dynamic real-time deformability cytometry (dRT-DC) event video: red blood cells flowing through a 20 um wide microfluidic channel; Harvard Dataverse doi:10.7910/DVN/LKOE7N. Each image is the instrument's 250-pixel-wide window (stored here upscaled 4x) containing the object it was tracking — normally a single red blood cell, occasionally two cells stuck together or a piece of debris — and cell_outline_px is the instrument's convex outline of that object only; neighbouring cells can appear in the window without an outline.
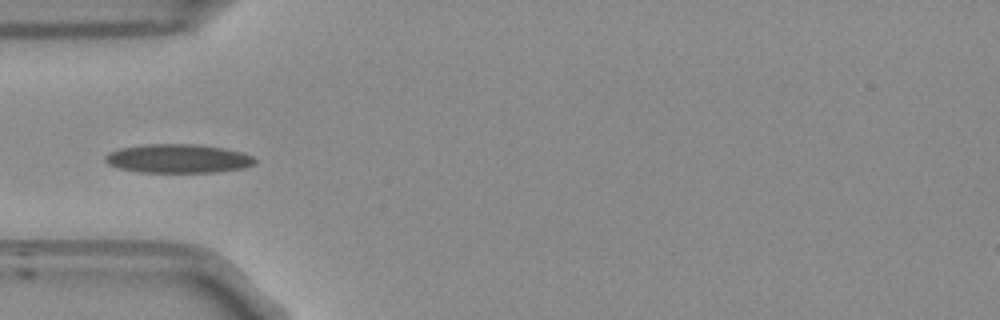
{"species": "Egyptian fruit bat (a non-hibernating species)", "species_latin": "Rousettus aegyptiacus", "temperature_condition": "room temperature", "stored_images_in_passage": 27, "camera_frame_rate_fps": 3000, "um_per_image_px": 0.085, "frame": {"image": 1, "passage_image": 1, "time_ms": 0.0, "image_size_px": [1000, 320], "cell_outline_px": [[256, 164], [244, 168], [216, 172], [140, 172], [120, 168], [108, 164], [104, 160], [104, 156], [108, 152], [120, 148], [144, 144], [196, 144], [224, 148], [244, 152], [252, 156], [256, 160]], "centroid_in_image_um": [15.15, 13.47], "position_along_channel_um": 69.8, "area_um2": 25.32}}
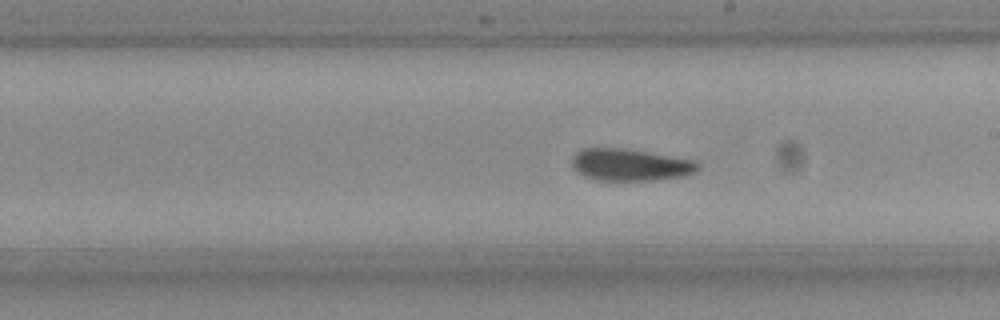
{"frame": {"image": 2, "passage_image": 14, "time_ms": 4.333, "image_size_px": [1000, 320], "cell_outline_px": [[700, 164], [696, 172], [684, 176], [652, 180], [596, 180], [584, 176], [572, 164], [572, 156], [580, 148], [628, 148], [692, 160]], "centroid_in_image_um": [53.56, 14.0], "position_along_channel_um": 235.4, "area_um2": 23.41}}
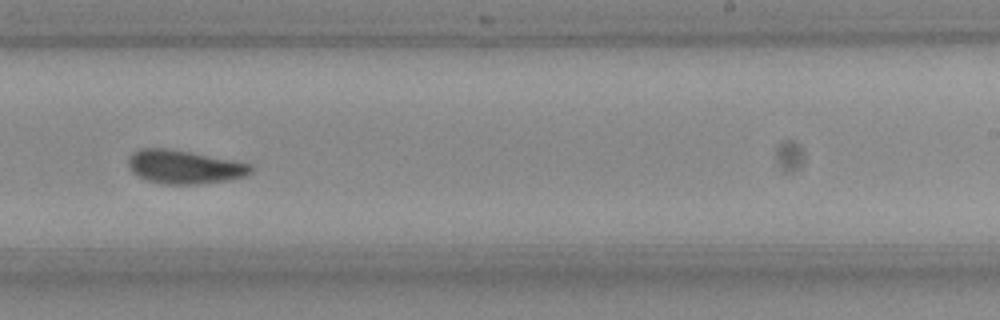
{"frame": {"image": 3, "passage_image": 17, "time_ms": 5.333, "image_size_px": [1000, 320], "cell_outline_px": [[252, 172], [244, 176], [228, 180], [200, 184], [164, 184], [144, 180], [136, 176], [132, 172], [128, 164], [128, 156], [132, 152], [140, 148], [168, 148], [192, 152], [252, 164]], "centroid_in_image_um": [15.62, 14.18], "position_along_channel_um": 273.4, "area_um2": 24.22}, "authors_computed_cell_mechanics": {"area_um2": 23.8714, "velocity_mm_per_s": 3.8026, "shape_relaxation_time_tau1_ms": 10.2969, "shape_relaxation_time_tau2_ms": 2.8898, "deformation_change_tau1": 0.2161, "deformation_change_tau2": 0.0812}}